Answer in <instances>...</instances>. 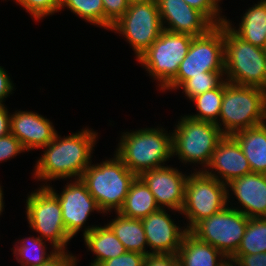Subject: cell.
I'll list each match as a JSON object with an SVG mask.
<instances>
[{
  "instance_id": "7bdbcfd3",
  "label": "cell",
  "mask_w": 266,
  "mask_h": 266,
  "mask_svg": "<svg viewBox=\"0 0 266 266\" xmlns=\"http://www.w3.org/2000/svg\"><path fill=\"white\" fill-rule=\"evenodd\" d=\"M145 1H149V0H127V2L129 4H131V3H138V2H145Z\"/></svg>"
},
{
  "instance_id": "ab89813d",
  "label": "cell",
  "mask_w": 266,
  "mask_h": 266,
  "mask_svg": "<svg viewBox=\"0 0 266 266\" xmlns=\"http://www.w3.org/2000/svg\"><path fill=\"white\" fill-rule=\"evenodd\" d=\"M11 113L5 103L0 105V138L10 133Z\"/></svg>"
},
{
  "instance_id": "5bb4252c",
  "label": "cell",
  "mask_w": 266,
  "mask_h": 266,
  "mask_svg": "<svg viewBox=\"0 0 266 266\" xmlns=\"http://www.w3.org/2000/svg\"><path fill=\"white\" fill-rule=\"evenodd\" d=\"M189 175L166 165L143 172L139 177L154 195L160 209L181 214L185 201V184Z\"/></svg>"
},
{
  "instance_id": "836d02e7",
  "label": "cell",
  "mask_w": 266,
  "mask_h": 266,
  "mask_svg": "<svg viewBox=\"0 0 266 266\" xmlns=\"http://www.w3.org/2000/svg\"><path fill=\"white\" fill-rule=\"evenodd\" d=\"M21 142L10 132L0 138V162L11 160L18 154L25 152Z\"/></svg>"
},
{
  "instance_id": "f35d334b",
  "label": "cell",
  "mask_w": 266,
  "mask_h": 266,
  "mask_svg": "<svg viewBox=\"0 0 266 266\" xmlns=\"http://www.w3.org/2000/svg\"><path fill=\"white\" fill-rule=\"evenodd\" d=\"M5 70L4 67L0 66V105H3L4 100H6L5 98L15 91V86L10 79V75Z\"/></svg>"
},
{
  "instance_id": "277c9868",
  "label": "cell",
  "mask_w": 266,
  "mask_h": 266,
  "mask_svg": "<svg viewBox=\"0 0 266 266\" xmlns=\"http://www.w3.org/2000/svg\"><path fill=\"white\" fill-rule=\"evenodd\" d=\"M113 156L97 164L91 163L80 177L103 214L119 211L137 177L115 154Z\"/></svg>"
},
{
  "instance_id": "4fadbf2b",
  "label": "cell",
  "mask_w": 266,
  "mask_h": 266,
  "mask_svg": "<svg viewBox=\"0 0 266 266\" xmlns=\"http://www.w3.org/2000/svg\"><path fill=\"white\" fill-rule=\"evenodd\" d=\"M58 193L50 184L47 188L58 198L68 235L74 238L83 228V237L96 226H86L92 212L103 213L81 179H72ZM86 226V227H85Z\"/></svg>"
},
{
  "instance_id": "ffe728a7",
  "label": "cell",
  "mask_w": 266,
  "mask_h": 266,
  "mask_svg": "<svg viewBox=\"0 0 266 266\" xmlns=\"http://www.w3.org/2000/svg\"><path fill=\"white\" fill-rule=\"evenodd\" d=\"M241 16V23L234 26L229 19L225 23L241 39L254 46L265 49L266 46V0H260L257 4L246 9Z\"/></svg>"
},
{
  "instance_id": "7402d4cb",
  "label": "cell",
  "mask_w": 266,
  "mask_h": 266,
  "mask_svg": "<svg viewBox=\"0 0 266 266\" xmlns=\"http://www.w3.org/2000/svg\"><path fill=\"white\" fill-rule=\"evenodd\" d=\"M248 160L251 172L266 174V123L232 134Z\"/></svg>"
},
{
  "instance_id": "1f68e13d",
  "label": "cell",
  "mask_w": 266,
  "mask_h": 266,
  "mask_svg": "<svg viewBox=\"0 0 266 266\" xmlns=\"http://www.w3.org/2000/svg\"><path fill=\"white\" fill-rule=\"evenodd\" d=\"M189 6L203 13L214 25L225 23L226 17L223 16L219 5L221 0H184Z\"/></svg>"
},
{
  "instance_id": "9c48e42d",
  "label": "cell",
  "mask_w": 266,
  "mask_h": 266,
  "mask_svg": "<svg viewBox=\"0 0 266 266\" xmlns=\"http://www.w3.org/2000/svg\"><path fill=\"white\" fill-rule=\"evenodd\" d=\"M26 217L29 227L39 238L51 244L52 249L66 251L72 239L64 226L58 198L47 188L40 186L26 198Z\"/></svg>"
},
{
  "instance_id": "ee69618b",
  "label": "cell",
  "mask_w": 266,
  "mask_h": 266,
  "mask_svg": "<svg viewBox=\"0 0 266 266\" xmlns=\"http://www.w3.org/2000/svg\"><path fill=\"white\" fill-rule=\"evenodd\" d=\"M266 93V72H265V86L262 88Z\"/></svg>"
},
{
  "instance_id": "d590c367",
  "label": "cell",
  "mask_w": 266,
  "mask_h": 266,
  "mask_svg": "<svg viewBox=\"0 0 266 266\" xmlns=\"http://www.w3.org/2000/svg\"><path fill=\"white\" fill-rule=\"evenodd\" d=\"M177 262V254H148L144 259L143 266H175Z\"/></svg>"
},
{
  "instance_id": "e0dca14e",
  "label": "cell",
  "mask_w": 266,
  "mask_h": 266,
  "mask_svg": "<svg viewBox=\"0 0 266 266\" xmlns=\"http://www.w3.org/2000/svg\"><path fill=\"white\" fill-rule=\"evenodd\" d=\"M204 172L228 184L232 179L251 173V168L237 140L232 135H224Z\"/></svg>"
},
{
  "instance_id": "cb8c5ba5",
  "label": "cell",
  "mask_w": 266,
  "mask_h": 266,
  "mask_svg": "<svg viewBox=\"0 0 266 266\" xmlns=\"http://www.w3.org/2000/svg\"><path fill=\"white\" fill-rule=\"evenodd\" d=\"M159 209L154 195L144 181L137 176L118 213L127 218L142 220Z\"/></svg>"
},
{
  "instance_id": "7c38bea8",
  "label": "cell",
  "mask_w": 266,
  "mask_h": 266,
  "mask_svg": "<svg viewBox=\"0 0 266 266\" xmlns=\"http://www.w3.org/2000/svg\"><path fill=\"white\" fill-rule=\"evenodd\" d=\"M111 31L125 37L137 60L163 31L156 0L129 4Z\"/></svg>"
},
{
  "instance_id": "f546056e",
  "label": "cell",
  "mask_w": 266,
  "mask_h": 266,
  "mask_svg": "<svg viewBox=\"0 0 266 266\" xmlns=\"http://www.w3.org/2000/svg\"><path fill=\"white\" fill-rule=\"evenodd\" d=\"M224 72H203V75L193 76L186 80L179 89L191 100L206 91L218 88L225 81Z\"/></svg>"
},
{
  "instance_id": "603a6c76",
  "label": "cell",
  "mask_w": 266,
  "mask_h": 266,
  "mask_svg": "<svg viewBox=\"0 0 266 266\" xmlns=\"http://www.w3.org/2000/svg\"><path fill=\"white\" fill-rule=\"evenodd\" d=\"M83 239L88 250L96 255L90 266H99L102 262L127 252L126 248L107 224L104 226L96 225Z\"/></svg>"
},
{
  "instance_id": "4dcf8cb0",
  "label": "cell",
  "mask_w": 266,
  "mask_h": 266,
  "mask_svg": "<svg viewBox=\"0 0 266 266\" xmlns=\"http://www.w3.org/2000/svg\"><path fill=\"white\" fill-rule=\"evenodd\" d=\"M62 0H14L23 7L34 20L40 21L44 17L52 16L60 11Z\"/></svg>"
},
{
  "instance_id": "83f0119b",
  "label": "cell",
  "mask_w": 266,
  "mask_h": 266,
  "mask_svg": "<svg viewBox=\"0 0 266 266\" xmlns=\"http://www.w3.org/2000/svg\"><path fill=\"white\" fill-rule=\"evenodd\" d=\"M266 252V217L249 218L241 244L235 254Z\"/></svg>"
},
{
  "instance_id": "f6af8a7d",
  "label": "cell",
  "mask_w": 266,
  "mask_h": 266,
  "mask_svg": "<svg viewBox=\"0 0 266 266\" xmlns=\"http://www.w3.org/2000/svg\"><path fill=\"white\" fill-rule=\"evenodd\" d=\"M175 266H181V265H180V263H179V262H177V263L175 264Z\"/></svg>"
},
{
  "instance_id": "d4e9b609",
  "label": "cell",
  "mask_w": 266,
  "mask_h": 266,
  "mask_svg": "<svg viewBox=\"0 0 266 266\" xmlns=\"http://www.w3.org/2000/svg\"><path fill=\"white\" fill-rule=\"evenodd\" d=\"M116 217L107 225L127 251L149 254L145 231L140 219L127 218L116 212Z\"/></svg>"
},
{
  "instance_id": "6da1fadb",
  "label": "cell",
  "mask_w": 266,
  "mask_h": 266,
  "mask_svg": "<svg viewBox=\"0 0 266 266\" xmlns=\"http://www.w3.org/2000/svg\"><path fill=\"white\" fill-rule=\"evenodd\" d=\"M98 132L82 128L66 137L56 134L54 140L43 147L42 156L36 161L33 175L35 180L44 181L42 187H47L48 181L73 178L80 179L82 173L92 162V155Z\"/></svg>"
},
{
  "instance_id": "d6a6232c",
  "label": "cell",
  "mask_w": 266,
  "mask_h": 266,
  "mask_svg": "<svg viewBox=\"0 0 266 266\" xmlns=\"http://www.w3.org/2000/svg\"><path fill=\"white\" fill-rule=\"evenodd\" d=\"M102 2L105 13V29L111 30L128 9L129 3L127 0H102Z\"/></svg>"
},
{
  "instance_id": "484cf974",
  "label": "cell",
  "mask_w": 266,
  "mask_h": 266,
  "mask_svg": "<svg viewBox=\"0 0 266 266\" xmlns=\"http://www.w3.org/2000/svg\"><path fill=\"white\" fill-rule=\"evenodd\" d=\"M30 235L29 238H22L16 240V244L13 250V254L16 256V261L20 266H41L46 263L57 252L56 249H52L51 252H47V241L42 240L39 237Z\"/></svg>"
},
{
  "instance_id": "d6986e66",
  "label": "cell",
  "mask_w": 266,
  "mask_h": 266,
  "mask_svg": "<svg viewBox=\"0 0 266 266\" xmlns=\"http://www.w3.org/2000/svg\"><path fill=\"white\" fill-rule=\"evenodd\" d=\"M12 113L10 132L26 152L42 149L54 140L57 131L49 119L33 111L17 110Z\"/></svg>"
},
{
  "instance_id": "8d00e7d4",
  "label": "cell",
  "mask_w": 266,
  "mask_h": 266,
  "mask_svg": "<svg viewBox=\"0 0 266 266\" xmlns=\"http://www.w3.org/2000/svg\"><path fill=\"white\" fill-rule=\"evenodd\" d=\"M239 266H266V252L256 254H234L232 257Z\"/></svg>"
},
{
  "instance_id": "8992f818",
  "label": "cell",
  "mask_w": 266,
  "mask_h": 266,
  "mask_svg": "<svg viewBox=\"0 0 266 266\" xmlns=\"http://www.w3.org/2000/svg\"><path fill=\"white\" fill-rule=\"evenodd\" d=\"M225 80L241 86H265L266 50L238 37L224 23Z\"/></svg>"
},
{
  "instance_id": "ac0fdd59",
  "label": "cell",
  "mask_w": 266,
  "mask_h": 266,
  "mask_svg": "<svg viewBox=\"0 0 266 266\" xmlns=\"http://www.w3.org/2000/svg\"><path fill=\"white\" fill-rule=\"evenodd\" d=\"M230 191L235 195L240 207L232 206L229 201ZM229 203L230 207L239 210L248 218L266 217V174L251 172L232 179L227 184V205Z\"/></svg>"
},
{
  "instance_id": "4316f807",
  "label": "cell",
  "mask_w": 266,
  "mask_h": 266,
  "mask_svg": "<svg viewBox=\"0 0 266 266\" xmlns=\"http://www.w3.org/2000/svg\"><path fill=\"white\" fill-rule=\"evenodd\" d=\"M224 91V82L215 89L206 91L193 97L190 101L195 103L196 114H188L189 117L216 123L219 118L222 98Z\"/></svg>"
},
{
  "instance_id": "3957f363",
  "label": "cell",
  "mask_w": 266,
  "mask_h": 266,
  "mask_svg": "<svg viewBox=\"0 0 266 266\" xmlns=\"http://www.w3.org/2000/svg\"><path fill=\"white\" fill-rule=\"evenodd\" d=\"M221 121V122H220ZM266 123V93L262 88L224 81L217 126L224 135ZM223 125V127H222Z\"/></svg>"
},
{
  "instance_id": "52a82bcc",
  "label": "cell",
  "mask_w": 266,
  "mask_h": 266,
  "mask_svg": "<svg viewBox=\"0 0 266 266\" xmlns=\"http://www.w3.org/2000/svg\"><path fill=\"white\" fill-rule=\"evenodd\" d=\"M224 70V23H222L215 25L204 35L193 37L176 77L162 92L179 90L186 80L203 75V72H224Z\"/></svg>"
},
{
  "instance_id": "7a4b0ae2",
  "label": "cell",
  "mask_w": 266,
  "mask_h": 266,
  "mask_svg": "<svg viewBox=\"0 0 266 266\" xmlns=\"http://www.w3.org/2000/svg\"><path fill=\"white\" fill-rule=\"evenodd\" d=\"M167 132L158 126L124 131L114 153L136 176L163 167L173 158L172 132Z\"/></svg>"
},
{
  "instance_id": "9a60e30c",
  "label": "cell",
  "mask_w": 266,
  "mask_h": 266,
  "mask_svg": "<svg viewBox=\"0 0 266 266\" xmlns=\"http://www.w3.org/2000/svg\"><path fill=\"white\" fill-rule=\"evenodd\" d=\"M163 30L201 36L215 25L184 0H156ZM167 25V26H166Z\"/></svg>"
},
{
  "instance_id": "44dd1931",
  "label": "cell",
  "mask_w": 266,
  "mask_h": 266,
  "mask_svg": "<svg viewBox=\"0 0 266 266\" xmlns=\"http://www.w3.org/2000/svg\"><path fill=\"white\" fill-rule=\"evenodd\" d=\"M181 266H220L227 258L211 244L198 240L189 231L177 252Z\"/></svg>"
},
{
  "instance_id": "8fae6325",
  "label": "cell",
  "mask_w": 266,
  "mask_h": 266,
  "mask_svg": "<svg viewBox=\"0 0 266 266\" xmlns=\"http://www.w3.org/2000/svg\"><path fill=\"white\" fill-rule=\"evenodd\" d=\"M248 221L245 214L227 205L222 211L197 222L189 232L226 257H232L241 244Z\"/></svg>"
},
{
  "instance_id": "f1b7e54d",
  "label": "cell",
  "mask_w": 266,
  "mask_h": 266,
  "mask_svg": "<svg viewBox=\"0 0 266 266\" xmlns=\"http://www.w3.org/2000/svg\"><path fill=\"white\" fill-rule=\"evenodd\" d=\"M65 7L85 22L105 29V13L102 0H62L60 11Z\"/></svg>"
},
{
  "instance_id": "30bf717a",
  "label": "cell",
  "mask_w": 266,
  "mask_h": 266,
  "mask_svg": "<svg viewBox=\"0 0 266 266\" xmlns=\"http://www.w3.org/2000/svg\"><path fill=\"white\" fill-rule=\"evenodd\" d=\"M227 206V184L207 175L191 171L185 184V201L181 215H185L189 231L200 220L222 211Z\"/></svg>"
},
{
  "instance_id": "74e56055",
  "label": "cell",
  "mask_w": 266,
  "mask_h": 266,
  "mask_svg": "<svg viewBox=\"0 0 266 266\" xmlns=\"http://www.w3.org/2000/svg\"><path fill=\"white\" fill-rule=\"evenodd\" d=\"M67 251H57L46 263L41 266H77V257Z\"/></svg>"
},
{
  "instance_id": "e575fe53",
  "label": "cell",
  "mask_w": 266,
  "mask_h": 266,
  "mask_svg": "<svg viewBox=\"0 0 266 266\" xmlns=\"http://www.w3.org/2000/svg\"><path fill=\"white\" fill-rule=\"evenodd\" d=\"M146 255L127 251L113 259L102 262L99 266H143Z\"/></svg>"
},
{
  "instance_id": "60d3db41",
  "label": "cell",
  "mask_w": 266,
  "mask_h": 266,
  "mask_svg": "<svg viewBox=\"0 0 266 266\" xmlns=\"http://www.w3.org/2000/svg\"><path fill=\"white\" fill-rule=\"evenodd\" d=\"M220 266H239V264L231 257H227Z\"/></svg>"
},
{
  "instance_id": "ba28073f",
  "label": "cell",
  "mask_w": 266,
  "mask_h": 266,
  "mask_svg": "<svg viewBox=\"0 0 266 266\" xmlns=\"http://www.w3.org/2000/svg\"><path fill=\"white\" fill-rule=\"evenodd\" d=\"M194 36L163 30L137 59L162 91L177 75Z\"/></svg>"
},
{
  "instance_id": "b9f144b4",
  "label": "cell",
  "mask_w": 266,
  "mask_h": 266,
  "mask_svg": "<svg viewBox=\"0 0 266 266\" xmlns=\"http://www.w3.org/2000/svg\"><path fill=\"white\" fill-rule=\"evenodd\" d=\"M4 194L2 186L0 185V215H2L3 209H4Z\"/></svg>"
},
{
  "instance_id": "5b68a950",
  "label": "cell",
  "mask_w": 266,
  "mask_h": 266,
  "mask_svg": "<svg viewBox=\"0 0 266 266\" xmlns=\"http://www.w3.org/2000/svg\"><path fill=\"white\" fill-rule=\"evenodd\" d=\"M172 132L173 156H177L184 165L200 164L204 171L209 165L213 152L224 136L216 123L196 120L188 115L180 117Z\"/></svg>"
},
{
  "instance_id": "2e32d148",
  "label": "cell",
  "mask_w": 266,
  "mask_h": 266,
  "mask_svg": "<svg viewBox=\"0 0 266 266\" xmlns=\"http://www.w3.org/2000/svg\"><path fill=\"white\" fill-rule=\"evenodd\" d=\"M166 209L149 214L141 220L149 254H177L184 235L188 232L185 226L179 227Z\"/></svg>"
}]
</instances>
